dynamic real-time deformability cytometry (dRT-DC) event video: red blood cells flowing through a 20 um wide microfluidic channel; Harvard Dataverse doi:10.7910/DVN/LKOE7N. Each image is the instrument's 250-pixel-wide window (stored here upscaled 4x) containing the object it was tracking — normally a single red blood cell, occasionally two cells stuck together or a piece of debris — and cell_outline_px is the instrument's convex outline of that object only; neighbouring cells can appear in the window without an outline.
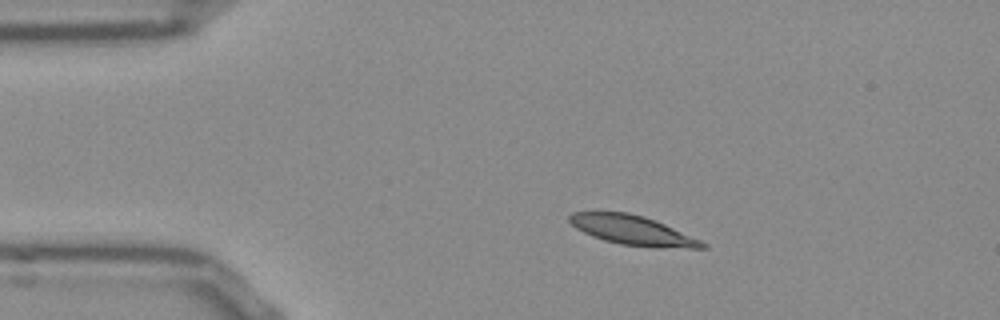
{"species": "Egyptian fruit bat (a non-hibernating species)", "species_latin": "Rousettus aegyptiacus", "temperature_condition": "room temperature", "stored_images_in_passage": 44, "camera_frame_rate_fps": 3000, "um_per_image_px": 0.085, "frame": {"image": 1, "passage_image": 1, "time_ms": 0.0, "image_size_px": [1000, 320], "cell_outline_px": [[708, 248], [652, 248], [620, 244], [604, 240], [592, 236], [576, 228], [568, 220], [568, 216], [572, 212], [628, 212], [644, 216], [656, 220], [700, 240], [708, 244]], "centroid_in_image_um": [53.79, 19.58], "position_along_channel_um": 31.2, "area_um2": 22.89}}
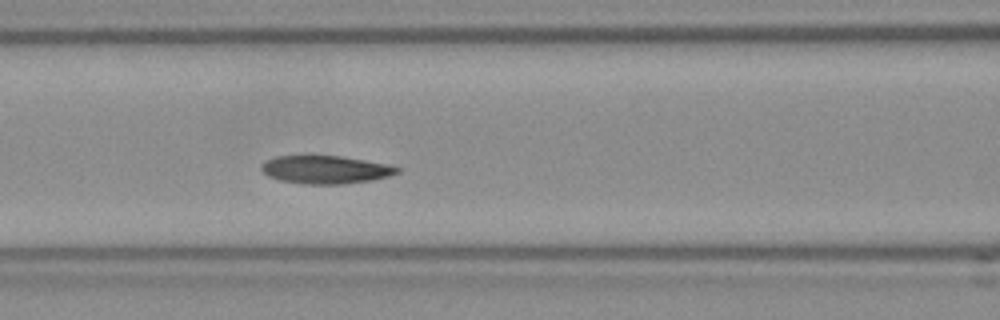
{"frame": {"image": 2, "passage_image": 13, "time_ms": 4.0, "image_size_px": [1000, 320], "cell_outline_px": [[400, 172], [388, 176], [368, 180], [340, 184], [304, 184], [280, 180], [268, 176], [260, 168], [268, 160], [276, 156], [340, 156], [388, 164], [400, 168]], "centroid_in_image_um": [27.67, 14.42], "position_along_channel_um": 138.9, "area_um2": 21.79}}
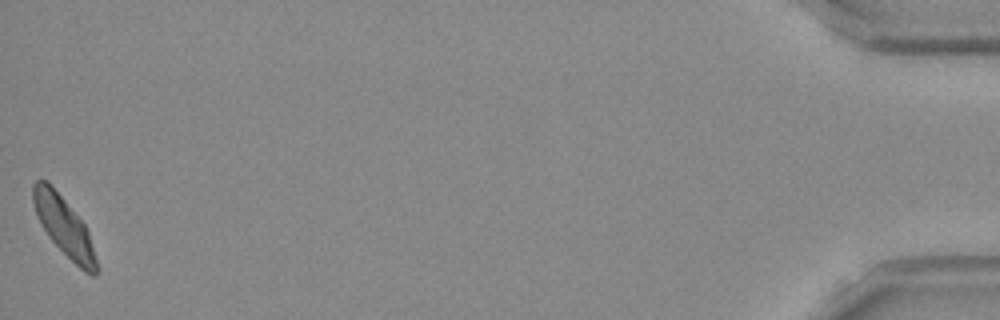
{"frame": {"image": 3, "passage_image": 44, "time_ms": 14.333, "image_size_px": [1000, 320], "cell_outline_px": [[96, 276], [92, 276], [84, 272], [48, 236], [36, 216], [32, 200], [32, 184], [36, 180], [44, 180], [64, 200], [84, 224], [88, 232], [96, 260]], "centroid_in_image_um": [5.4, 19.25], "position_along_channel_um": 429.8, "area_um2": 20.92}, "authors_computed_cell_mechanics": {"area_um2": 22.1952, "velocity_mm_per_s": 3.7981, "shape_relaxation_time_tau1_ms": 5.6952, "shape_relaxation_time_tau2_ms": 2.8997, "deformation_change_tau1": 0.1455, "deformation_change_tau2": 0.0653}}